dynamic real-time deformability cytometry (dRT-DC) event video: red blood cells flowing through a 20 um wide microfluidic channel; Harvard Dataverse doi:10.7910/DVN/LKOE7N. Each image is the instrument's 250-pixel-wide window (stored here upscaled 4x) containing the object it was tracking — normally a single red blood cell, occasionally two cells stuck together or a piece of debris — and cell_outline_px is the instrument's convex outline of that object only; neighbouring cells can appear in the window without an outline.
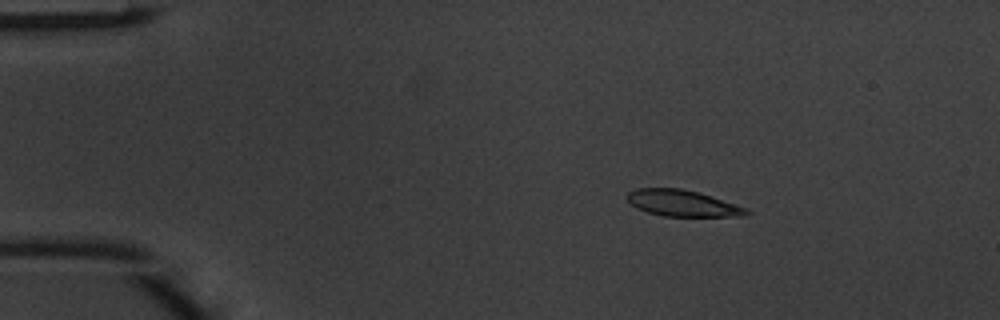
{"species": "common noctule bat (a hibernating species)", "species_latin": "Nyctalus noctula", "temperature_condition": "warm", "stored_images_in_passage": 44, "camera_frame_rate_fps": 3000, "um_per_image_px": 0.085, "animal": {"sex": "male", "body_mass_g": 20.1, "forearm_length_mm": 53.5}, "frame": {"image": 1, "passage_image": 3, "time_ms": 0.667, "image_size_px": [1000, 320], "cell_outline_px": [[752, 212], [744, 216], [664, 216], [648, 212], [636, 208], [628, 200], [628, 192], [636, 188], [680, 188], [700, 192], [748, 208]], "centroid_in_image_um": [58.05, 17.27], "position_along_channel_um": 26.9, "area_um2": 18.32}}
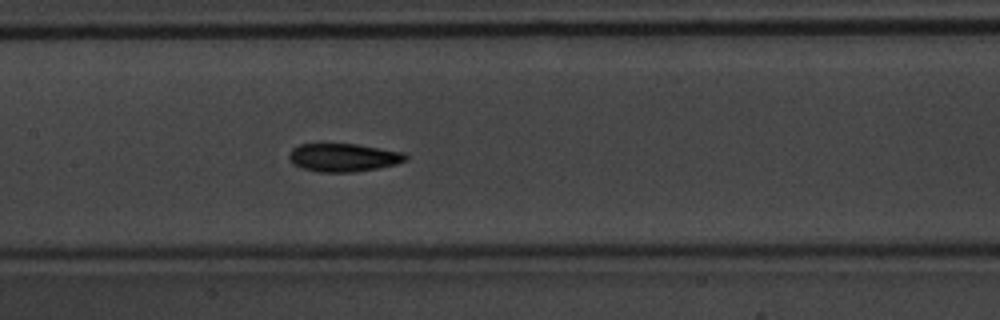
{"frame": {"image": 2, "passage_image": 19, "time_ms": 6.0, "image_size_px": [1000, 320], "cell_outline_px": [[408, 160], [396, 164], [380, 168], [352, 172], [320, 172], [304, 168], [292, 164], [288, 156], [292, 148], [300, 144], [356, 144], [404, 152], [408, 156]], "centroid_in_image_um": [29.22, 13.39], "position_along_channel_um": 178.2, "area_um2": 19.19}}
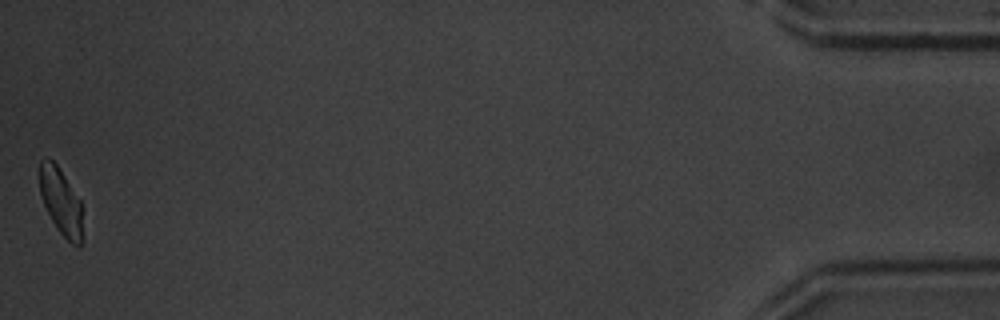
{"frame": {"image": 3, "passage_image": 44, "time_ms": 14.333, "image_size_px": [1000, 320], "cell_outline_px": [[84, 240], [80, 248], [72, 244], [60, 232], [52, 220], [44, 204], [40, 192], [40, 160], [44, 156], [48, 156], [56, 164], [80, 200], [84, 236]], "centroid_in_image_um": [5.21, 17.17], "position_along_channel_um": 430.0, "area_um2": 16.76}, "authors_computed_cell_mechanics": {"area_um2": 18.7272, "velocity_mm_per_s": 4.1094, "shape_relaxation_time_tau1_ms": 2.3982, "shape_relaxation_time_tau2_ms": 2.2961, "deformation_change_tau1": 0.1268, "deformation_change_tau2": 0.0662}}